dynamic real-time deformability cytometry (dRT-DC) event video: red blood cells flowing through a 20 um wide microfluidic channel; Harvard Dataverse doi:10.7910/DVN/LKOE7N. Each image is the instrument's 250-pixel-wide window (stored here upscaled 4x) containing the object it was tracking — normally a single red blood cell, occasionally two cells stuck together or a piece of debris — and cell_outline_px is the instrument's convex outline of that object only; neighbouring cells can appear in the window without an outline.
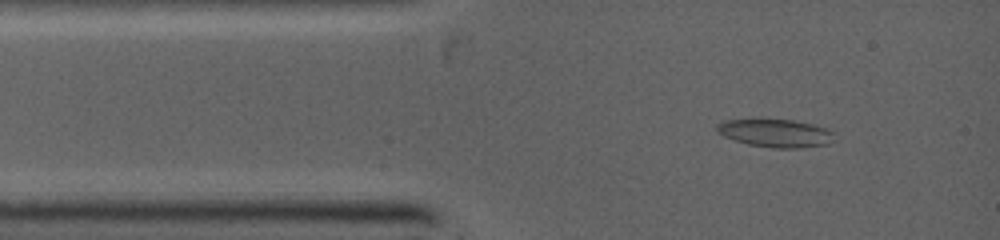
{"species": "common noctule bat (a hibernating species)", "species_latin": "Nyctalus noctula", "temperature_condition": "warm", "stored_images_in_passage": 5, "camera_frame_rate_fps": 5000, "um_per_image_px": 0.085, "animal": {"sex": "female", "body_mass_g": 19.0, "forearm_length_mm": 53.3}, "frame": {"image": 1, "passage_image": 1, "time_ms": 0.0, "image_size_px": [1000, 240], "cell_outline_px": [[836, 132], [828, 144], [800, 148], [776, 148], [748, 144], [732, 140], [716, 132], [716, 124], [728, 120], [792, 120], [812, 124]], "centroid_in_image_um": [65.91, 11.33], "position_along_channel_um": 19.1, "area_um2": 18.96}}
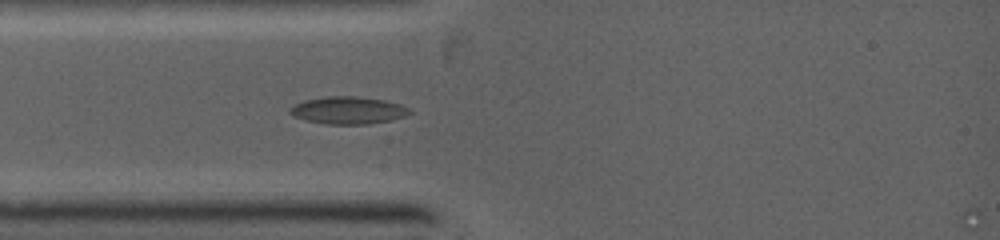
{"frame": {"image": 2, "passage_image": 4, "time_ms": 1.4, "image_size_px": [1000, 240], "cell_outline_px": [[412, 112], [404, 116], [392, 120], [368, 124], [324, 124], [304, 120], [292, 116], [288, 112], [288, 108], [304, 100], [328, 96], [356, 96], [384, 100], [400, 104], [408, 108]], "centroid_in_image_um": [29.55, 9.38], "position_along_channel_um": 55.5, "area_um2": 19.19}}